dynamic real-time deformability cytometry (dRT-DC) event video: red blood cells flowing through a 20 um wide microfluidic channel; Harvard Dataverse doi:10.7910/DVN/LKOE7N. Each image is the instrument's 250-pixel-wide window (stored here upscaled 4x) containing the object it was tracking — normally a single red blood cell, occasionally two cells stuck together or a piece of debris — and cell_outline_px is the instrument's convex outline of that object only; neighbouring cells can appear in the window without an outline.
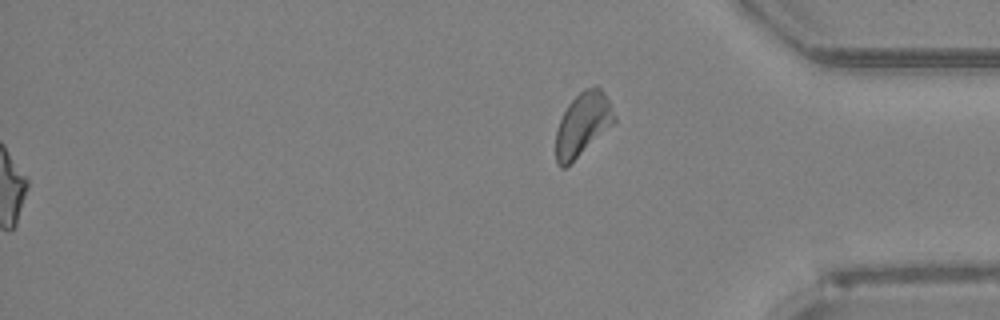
{"species": "Egyptian fruit bat (a non-hibernating species)", "species_latin": "Rousettus aegyptiacus", "temperature_condition": "room temperature", "stored_images_in_passage": 50, "segment_of_instrument_passage": [2, 2], "camera_frame_rate_fps": 3000, "um_per_image_px": 0.085, "animal": {"sex": "female"}, "frame": {"image": 1, "passage_image": 50, "time_ms": 16.333, "image_size_px": [1000, 320], "cell_outline_px": [[616, 120], [612, 124], [564, 168], [560, 168], [556, 164], [556, 132], [560, 120], [568, 104], [584, 88], [596, 84], [604, 92], [616, 116]], "centroid_in_image_um": [49.52, 10.52], "position_along_channel_um": 385.7, "area_um2": 21.04}}